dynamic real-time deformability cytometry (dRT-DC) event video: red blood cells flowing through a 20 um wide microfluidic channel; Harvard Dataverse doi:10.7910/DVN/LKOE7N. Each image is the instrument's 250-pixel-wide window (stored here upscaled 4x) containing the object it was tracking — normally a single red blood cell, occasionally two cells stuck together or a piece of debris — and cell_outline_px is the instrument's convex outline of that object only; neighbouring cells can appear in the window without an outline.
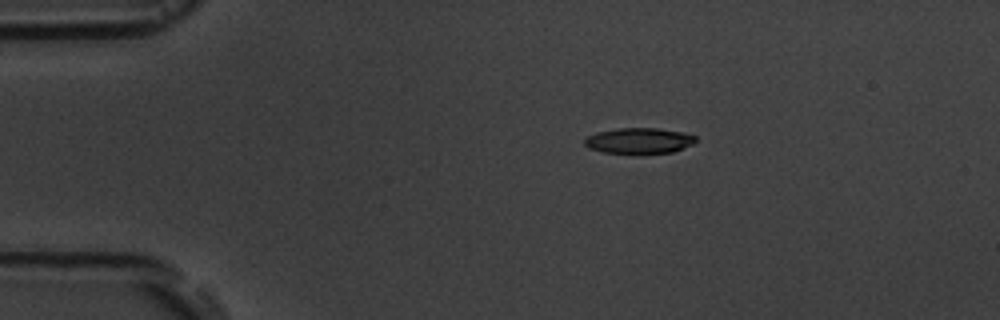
{"species": "common noctule bat (a hibernating species)", "species_latin": "Nyctalus noctula", "temperature_condition": "room temperature", "stored_images_in_passage": 7, "camera_frame_rate_fps": 3000, "um_per_image_px": 0.085, "animal": {"sex": "male", "body_mass_g": 19.5, "forearm_length_mm": 54.6}, "frame": {"image": 1, "passage_image": 1, "time_ms": 0.0, "image_size_px": [1000, 320], "cell_outline_px": [[696, 140], [692, 144], [672, 152], [604, 152], [588, 148], [584, 144], [584, 140], [588, 136], [596, 132], [616, 128], [656, 128], [684, 132], [696, 136]], "centroid_in_image_um": [54.3, 11.93], "position_along_channel_um": 30.7, "area_um2": 16.3}}
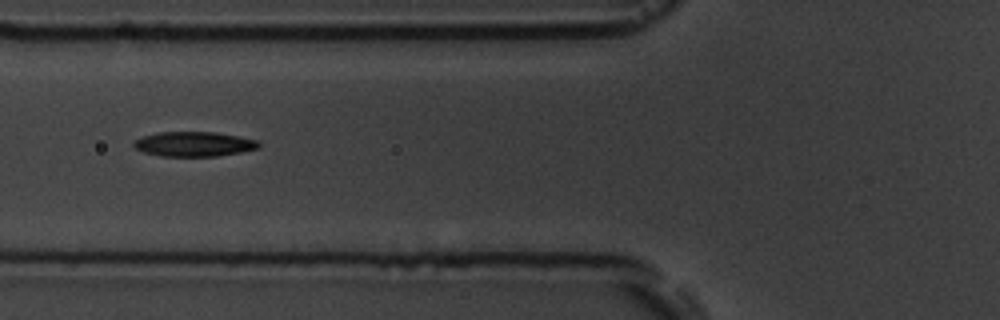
{"frame": {"image": 2, "passage_image": 4, "time_ms": 3.667, "image_size_px": [1000, 320], "cell_outline_px": [[260, 148], [240, 152], [216, 156], [160, 156], [144, 152], [136, 148], [132, 144], [136, 140], [144, 136], [160, 132], [212, 132], [236, 136], [256, 140], [260, 144]], "centroid_in_image_um": [16.48, 12.25], "position_along_channel_um": 109.3, "area_um2": 17.74}}
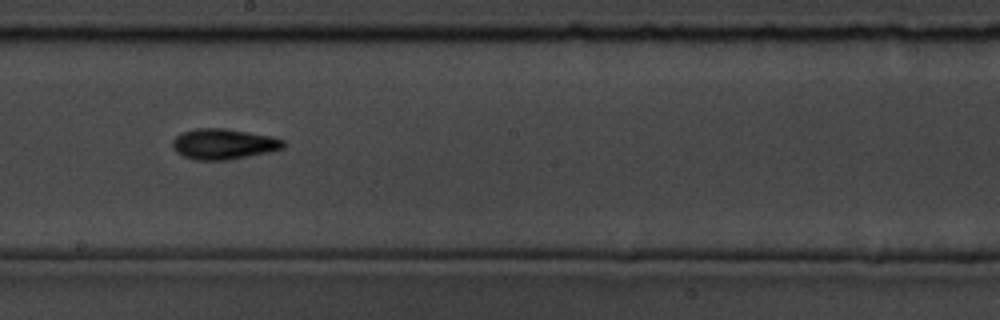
{"frame": {"image": 3, "passage_image": 7, "time_ms": 7.0, "image_size_px": [1000, 320], "cell_outline_px": [[284, 148], [268, 152], [228, 160], [196, 160], [184, 156], [176, 152], [172, 148], [172, 140], [180, 132], [196, 128], [224, 128], [272, 136], [284, 140]], "centroid_in_image_um": [18.97, 12.23], "position_along_channel_um": 229.2, "area_um2": 19.83}}